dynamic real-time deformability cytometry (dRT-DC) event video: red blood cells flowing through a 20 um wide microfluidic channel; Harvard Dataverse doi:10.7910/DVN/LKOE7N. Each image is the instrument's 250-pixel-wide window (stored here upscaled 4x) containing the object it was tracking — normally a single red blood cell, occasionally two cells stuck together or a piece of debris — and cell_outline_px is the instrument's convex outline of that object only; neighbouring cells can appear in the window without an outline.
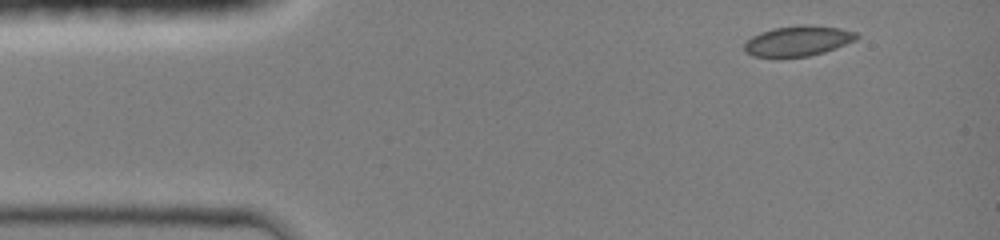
{"species": "common noctule bat (a hibernating species)", "species_latin": "Nyctalus noctula", "temperature_condition": "room temperature", "stored_images_in_passage": 3, "camera_frame_rate_fps": 3000, "um_per_image_px": 0.085, "animal": {"sex": "female", "body_mass_g": 19.0, "forearm_length_mm": 51.5}, "frame": {"image": 1, "passage_image": 1, "time_ms": 0.0, "image_size_px": [1000, 240], "cell_outline_px": [[860, 36], [856, 40], [824, 52], [808, 56], [752, 56], [744, 52], [744, 44], [752, 36], [760, 32], [772, 28], [800, 24], [812, 24], [840, 28], [856, 32]], "centroid_in_image_um": [67.84, 3.45], "position_along_channel_um": 17.2, "area_um2": 19.83}}